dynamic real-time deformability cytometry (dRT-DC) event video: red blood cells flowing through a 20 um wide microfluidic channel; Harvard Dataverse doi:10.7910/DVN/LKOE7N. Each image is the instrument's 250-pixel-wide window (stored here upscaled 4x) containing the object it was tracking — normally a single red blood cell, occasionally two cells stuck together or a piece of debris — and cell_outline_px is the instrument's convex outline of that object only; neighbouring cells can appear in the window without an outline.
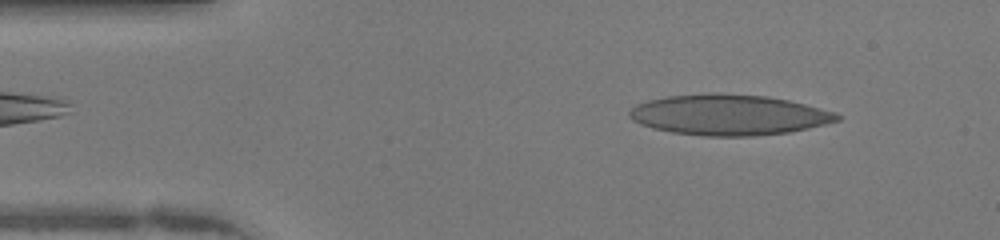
{"species": "human", "species_latin": "Homo sapiens", "temperature_condition": "warm", "stored_images_in_passage": 43, "camera_frame_rate_fps": 3000, "um_per_image_px": 0.085, "donor": {"sex": "female"}, "frame": {"image": 1, "passage_image": 3, "time_ms": 0.667, "image_size_px": [1000, 240], "cell_outline_px": [[840, 120], [808, 128], [788, 132], [752, 136], [704, 136], [672, 132], [652, 128], [640, 124], [632, 120], [628, 116], [628, 112], [636, 104], [648, 100], [664, 96], [704, 92], [716, 92], [768, 96], [788, 100], [836, 112], [840, 116]], "centroid_in_image_um": [61.9, 9.74], "position_along_channel_um": 23.1, "area_um2": 49.53}}
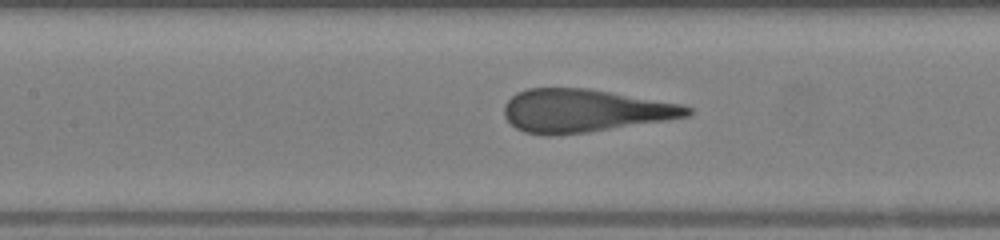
{"frame": {"image": 2, "passage_image": 17, "time_ms": 5.333, "image_size_px": [1000, 240], "cell_outline_px": [[692, 116], [588, 132], [552, 136], [544, 136], [524, 132], [516, 128], [504, 116], [504, 104], [516, 92], [528, 88], [588, 88], [684, 104], [692, 108]], "centroid_in_image_um": [49.69, 9.41], "position_along_channel_um": 157.7, "area_um2": 46.18}}
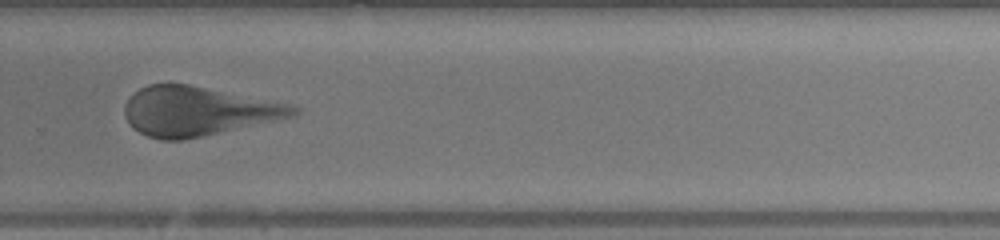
{"frame": {"image": 3, "passage_image": 28, "time_ms": 9.0, "image_size_px": [1000, 240], "cell_outline_px": [[300, 112], [296, 116], [184, 140], [160, 140], [148, 136], [132, 128], [124, 116], [124, 104], [132, 92], [148, 84], [188, 84], [292, 104], [300, 108]], "centroid_in_image_um": [16.8, 9.45], "position_along_channel_um": 313.0, "area_um2": 48.55}, "authors_computed_cell_mechanics": {"area_um2": 47.974, "velocity_mm_per_s": 4.2545, "shape_relaxation_time_tau1_ms": 3.1158, "shape_relaxation_time_tau2_ms": 0.7862, "deformation_change_tau1": 0.157, "deformation_change_tau2": 0.1178}}